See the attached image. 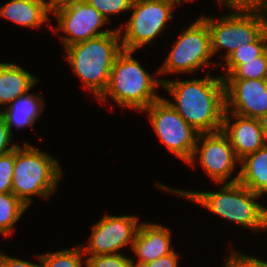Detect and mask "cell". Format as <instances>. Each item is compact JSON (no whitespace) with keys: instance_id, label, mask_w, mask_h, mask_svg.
<instances>
[{"instance_id":"cell-1","label":"cell","mask_w":267,"mask_h":267,"mask_svg":"<svg viewBox=\"0 0 267 267\" xmlns=\"http://www.w3.org/2000/svg\"><path fill=\"white\" fill-rule=\"evenodd\" d=\"M206 75L203 79L162 80L175 103L165 100L199 134L220 131L226 111L223 77L210 76L209 71Z\"/></svg>"},{"instance_id":"cell-2","label":"cell","mask_w":267,"mask_h":267,"mask_svg":"<svg viewBox=\"0 0 267 267\" xmlns=\"http://www.w3.org/2000/svg\"><path fill=\"white\" fill-rule=\"evenodd\" d=\"M157 186L162 190L189 198L214 214L245 228L257 232L260 229H267V208L255 201L261 195L254 193L239 182L225 183L216 192L182 191L167 188L160 183Z\"/></svg>"},{"instance_id":"cell-3","label":"cell","mask_w":267,"mask_h":267,"mask_svg":"<svg viewBox=\"0 0 267 267\" xmlns=\"http://www.w3.org/2000/svg\"><path fill=\"white\" fill-rule=\"evenodd\" d=\"M121 28L66 47L67 60L97 98L106 90L117 55L123 50Z\"/></svg>"},{"instance_id":"cell-4","label":"cell","mask_w":267,"mask_h":267,"mask_svg":"<svg viewBox=\"0 0 267 267\" xmlns=\"http://www.w3.org/2000/svg\"><path fill=\"white\" fill-rule=\"evenodd\" d=\"M134 51L122 50L116 57L110 72L106 90L98 98L105 101L109 95L123 108L143 111L160 99L154 91L162 87V80L152 77L141 64L132 57Z\"/></svg>"},{"instance_id":"cell-5","label":"cell","mask_w":267,"mask_h":267,"mask_svg":"<svg viewBox=\"0 0 267 267\" xmlns=\"http://www.w3.org/2000/svg\"><path fill=\"white\" fill-rule=\"evenodd\" d=\"M62 176L56 159L35 147L24 144L15 149L12 193L26 206L31 204L32 195L47 199L56 192L57 183Z\"/></svg>"},{"instance_id":"cell-6","label":"cell","mask_w":267,"mask_h":267,"mask_svg":"<svg viewBox=\"0 0 267 267\" xmlns=\"http://www.w3.org/2000/svg\"><path fill=\"white\" fill-rule=\"evenodd\" d=\"M202 18L210 30L212 55L225 48V59L238 47L256 42L267 31L260 9L232 11L219 20L207 16Z\"/></svg>"},{"instance_id":"cell-7","label":"cell","mask_w":267,"mask_h":267,"mask_svg":"<svg viewBox=\"0 0 267 267\" xmlns=\"http://www.w3.org/2000/svg\"><path fill=\"white\" fill-rule=\"evenodd\" d=\"M143 111L149 113L151 125L167 150L189 163L194 154L199 133L162 97Z\"/></svg>"},{"instance_id":"cell-8","label":"cell","mask_w":267,"mask_h":267,"mask_svg":"<svg viewBox=\"0 0 267 267\" xmlns=\"http://www.w3.org/2000/svg\"><path fill=\"white\" fill-rule=\"evenodd\" d=\"M211 34L206 21L200 17L179 35L172 50L157 74L194 72L209 66Z\"/></svg>"},{"instance_id":"cell-9","label":"cell","mask_w":267,"mask_h":267,"mask_svg":"<svg viewBox=\"0 0 267 267\" xmlns=\"http://www.w3.org/2000/svg\"><path fill=\"white\" fill-rule=\"evenodd\" d=\"M174 6L159 0H133L130 20L125 28L121 43L123 50L135 51L160 34L167 21L172 19Z\"/></svg>"},{"instance_id":"cell-10","label":"cell","mask_w":267,"mask_h":267,"mask_svg":"<svg viewBox=\"0 0 267 267\" xmlns=\"http://www.w3.org/2000/svg\"><path fill=\"white\" fill-rule=\"evenodd\" d=\"M53 14L56 15L58 21V28L53 29L54 32H58L59 29L69 35L61 39L65 48L113 31L108 29L98 32V29L109 20L86 0L61 7Z\"/></svg>"},{"instance_id":"cell-11","label":"cell","mask_w":267,"mask_h":267,"mask_svg":"<svg viewBox=\"0 0 267 267\" xmlns=\"http://www.w3.org/2000/svg\"><path fill=\"white\" fill-rule=\"evenodd\" d=\"M197 155L202 168L215 183H224L230 178L236 162H240L228 137L222 130L213 133H200L194 154L189 162L192 167L196 163Z\"/></svg>"},{"instance_id":"cell-12","label":"cell","mask_w":267,"mask_h":267,"mask_svg":"<svg viewBox=\"0 0 267 267\" xmlns=\"http://www.w3.org/2000/svg\"><path fill=\"white\" fill-rule=\"evenodd\" d=\"M138 218L135 216L105 215L93 226L89 245L82 248L88 256L120 253L118 250L131 245L138 228Z\"/></svg>"},{"instance_id":"cell-13","label":"cell","mask_w":267,"mask_h":267,"mask_svg":"<svg viewBox=\"0 0 267 267\" xmlns=\"http://www.w3.org/2000/svg\"><path fill=\"white\" fill-rule=\"evenodd\" d=\"M226 110L259 119L267 113V79H224Z\"/></svg>"},{"instance_id":"cell-14","label":"cell","mask_w":267,"mask_h":267,"mask_svg":"<svg viewBox=\"0 0 267 267\" xmlns=\"http://www.w3.org/2000/svg\"><path fill=\"white\" fill-rule=\"evenodd\" d=\"M228 112V110L225 111L221 130L228 137L239 160L265 146L263 132L258 119L231 113V116L235 118V122L230 125Z\"/></svg>"},{"instance_id":"cell-15","label":"cell","mask_w":267,"mask_h":267,"mask_svg":"<svg viewBox=\"0 0 267 267\" xmlns=\"http://www.w3.org/2000/svg\"><path fill=\"white\" fill-rule=\"evenodd\" d=\"M170 230L158 224H140L132 243L135 255L138 257L136 267L152 262L173 252L171 249Z\"/></svg>"},{"instance_id":"cell-16","label":"cell","mask_w":267,"mask_h":267,"mask_svg":"<svg viewBox=\"0 0 267 267\" xmlns=\"http://www.w3.org/2000/svg\"><path fill=\"white\" fill-rule=\"evenodd\" d=\"M242 167L235 177L226 183L239 182L254 193H267V146L244 157Z\"/></svg>"},{"instance_id":"cell-17","label":"cell","mask_w":267,"mask_h":267,"mask_svg":"<svg viewBox=\"0 0 267 267\" xmlns=\"http://www.w3.org/2000/svg\"><path fill=\"white\" fill-rule=\"evenodd\" d=\"M38 81L31 73L12 63L0 62V105L12 103Z\"/></svg>"},{"instance_id":"cell-18","label":"cell","mask_w":267,"mask_h":267,"mask_svg":"<svg viewBox=\"0 0 267 267\" xmlns=\"http://www.w3.org/2000/svg\"><path fill=\"white\" fill-rule=\"evenodd\" d=\"M46 0H10L0 8V16L16 24L39 28L48 22Z\"/></svg>"},{"instance_id":"cell-19","label":"cell","mask_w":267,"mask_h":267,"mask_svg":"<svg viewBox=\"0 0 267 267\" xmlns=\"http://www.w3.org/2000/svg\"><path fill=\"white\" fill-rule=\"evenodd\" d=\"M44 98L37 94L26 93L15 99L9 107L0 114L4 117L9 131L12 133V127H33L36 119L44 110Z\"/></svg>"},{"instance_id":"cell-20","label":"cell","mask_w":267,"mask_h":267,"mask_svg":"<svg viewBox=\"0 0 267 267\" xmlns=\"http://www.w3.org/2000/svg\"><path fill=\"white\" fill-rule=\"evenodd\" d=\"M27 208L12 192L0 193V233L5 237L10 236L12 227Z\"/></svg>"},{"instance_id":"cell-21","label":"cell","mask_w":267,"mask_h":267,"mask_svg":"<svg viewBox=\"0 0 267 267\" xmlns=\"http://www.w3.org/2000/svg\"><path fill=\"white\" fill-rule=\"evenodd\" d=\"M267 50V31L256 41L246 46L238 47L234 50L226 60L224 67L226 76H228L239 64L244 61L257 60Z\"/></svg>"},{"instance_id":"cell-22","label":"cell","mask_w":267,"mask_h":267,"mask_svg":"<svg viewBox=\"0 0 267 267\" xmlns=\"http://www.w3.org/2000/svg\"><path fill=\"white\" fill-rule=\"evenodd\" d=\"M83 250L80 246L73 249H65L55 253H47L37 258L42 263V267H82L84 262L81 259Z\"/></svg>"},{"instance_id":"cell-23","label":"cell","mask_w":267,"mask_h":267,"mask_svg":"<svg viewBox=\"0 0 267 267\" xmlns=\"http://www.w3.org/2000/svg\"><path fill=\"white\" fill-rule=\"evenodd\" d=\"M223 79H267V50L257 60L244 61Z\"/></svg>"},{"instance_id":"cell-24","label":"cell","mask_w":267,"mask_h":267,"mask_svg":"<svg viewBox=\"0 0 267 267\" xmlns=\"http://www.w3.org/2000/svg\"><path fill=\"white\" fill-rule=\"evenodd\" d=\"M85 267H136L131 258L120 253L89 256Z\"/></svg>"},{"instance_id":"cell-25","label":"cell","mask_w":267,"mask_h":267,"mask_svg":"<svg viewBox=\"0 0 267 267\" xmlns=\"http://www.w3.org/2000/svg\"><path fill=\"white\" fill-rule=\"evenodd\" d=\"M107 20L108 15H114L125 11H130L133 0H86Z\"/></svg>"},{"instance_id":"cell-26","label":"cell","mask_w":267,"mask_h":267,"mask_svg":"<svg viewBox=\"0 0 267 267\" xmlns=\"http://www.w3.org/2000/svg\"><path fill=\"white\" fill-rule=\"evenodd\" d=\"M15 149L0 157V193L12 192Z\"/></svg>"},{"instance_id":"cell-27","label":"cell","mask_w":267,"mask_h":267,"mask_svg":"<svg viewBox=\"0 0 267 267\" xmlns=\"http://www.w3.org/2000/svg\"><path fill=\"white\" fill-rule=\"evenodd\" d=\"M225 267H267V261L232 251L229 259L225 263Z\"/></svg>"},{"instance_id":"cell-28","label":"cell","mask_w":267,"mask_h":267,"mask_svg":"<svg viewBox=\"0 0 267 267\" xmlns=\"http://www.w3.org/2000/svg\"><path fill=\"white\" fill-rule=\"evenodd\" d=\"M12 134L6 125L4 117L0 114V157L16 149L18 145L12 144ZM11 145L8 147V145Z\"/></svg>"},{"instance_id":"cell-29","label":"cell","mask_w":267,"mask_h":267,"mask_svg":"<svg viewBox=\"0 0 267 267\" xmlns=\"http://www.w3.org/2000/svg\"><path fill=\"white\" fill-rule=\"evenodd\" d=\"M142 267H178V254L173 251L168 255L144 264Z\"/></svg>"},{"instance_id":"cell-30","label":"cell","mask_w":267,"mask_h":267,"mask_svg":"<svg viewBox=\"0 0 267 267\" xmlns=\"http://www.w3.org/2000/svg\"><path fill=\"white\" fill-rule=\"evenodd\" d=\"M0 267H42V263L34 264L18 258L9 257L5 254H0Z\"/></svg>"},{"instance_id":"cell-31","label":"cell","mask_w":267,"mask_h":267,"mask_svg":"<svg viewBox=\"0 0 267 267\" xmlns=\"http://www.w3.org/2000/svg\"><path fill=\"white\" fill-rule=\"evenodd\" d=\"M79 1H82V0H49V1L47 0L46 5H47L48 10L51 13L61 7H64V6L79 2Z\"/></svg>"},{"instance_id":"cell-32","label":"cell","mask_w":267,"mask_h":267,"mask_svg":"<svg viewBox=\"0 0 267 267\" xmlns=\"http://www.w3.org/2000/svg\"><path fill=\"white\" fill-rule=\"evenodd\" d=\"M267 0H240V10L261 9Z\"/></svg>"},{"instance_id":"cell-33","label":"cell","mask_w":267,"mask_h":267,"mask_svg":"<svg viewBox=\"0 0 267 267\" xmlns=\"http://www.w3.org/2000/svg\"><path fill=\"white\" fill-rule=\"evenodd\" d=\"M220 4H224L233 11H240V0H217Z\"/></svg>"},{"instance_id":"cell-34","label":"cell","mask_w":267,"mask_h":267,"mask_svg":"<svg viewBox=\"0 0 267 267\" xmlns=\"http://www.w3.org/2000/svg\"><path fill=\"white\" fill-rule=\"evenodd\" d=\"M258 120L260 122L261 129H262V132H263L265 145L267 146V113L262 115Z\"/></svg>"},{"instance_id":"cell-35","label":"cell","mask_w":267,"mask_h":267,"mask_svg":"<svg viewBox=\"0 0 267 267\" xmlns=\"http://www.w3.org/2000/svg\"><path fill=\"white\" fill-rule=\"evenodd\" d=\"M159 1L166 2L175 6V4H179L182 0H159ZM187 1H192V0H183V3Z\"/></svg>"},{"instance_id":"cell-36","label":"cell","mask_w":267,"mask_h":267,"mask_svg":"<svg viewBox=\"0 0 267 267\" xmlns=\"http://www.w3.org/2000/svg\"><path fill=\"white\" fill-rule=\"evenodd\" d=\"M260 10L263 14L265 22H267V2L263 5V7Z\"/></svg>"}]
</instances>
